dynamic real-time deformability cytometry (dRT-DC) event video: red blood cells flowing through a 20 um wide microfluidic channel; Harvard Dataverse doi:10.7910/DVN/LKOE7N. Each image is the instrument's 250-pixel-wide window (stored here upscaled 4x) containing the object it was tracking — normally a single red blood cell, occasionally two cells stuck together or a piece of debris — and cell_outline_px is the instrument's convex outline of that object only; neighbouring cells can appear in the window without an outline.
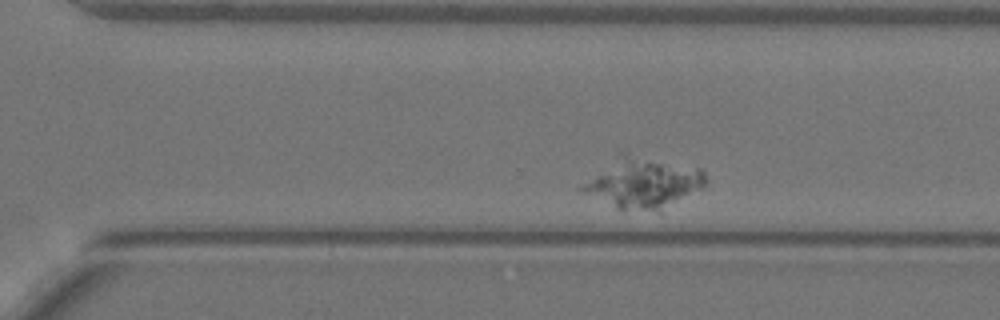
{"species": "Egyptian fruit bat (a non-hibernating species)", "species_latin": "Rousettus aegyptiacus", "temperature_condition": "warm", "stored_images_in_passage": 35, "camera_frame_rate_fps": 3000, "um_per_image_px": 0.085, "animal": {"sex": "female"}, "frame": {"image": 1, "passage_image": 28, "time_ms": 9.0, "image_size_px": [1000, 320], "cell_outline_px": [[708, 180], [700, 188], [660, 212], [616, 208], [580, 192], [576, 188], [600, 176], [632, 164], [660, 164], [700, 168], [704, 172]], "centroid_in_image_um": [54.85, 15.84], "position_along_channel_um": 315.8, "area_um2": 30.69}}